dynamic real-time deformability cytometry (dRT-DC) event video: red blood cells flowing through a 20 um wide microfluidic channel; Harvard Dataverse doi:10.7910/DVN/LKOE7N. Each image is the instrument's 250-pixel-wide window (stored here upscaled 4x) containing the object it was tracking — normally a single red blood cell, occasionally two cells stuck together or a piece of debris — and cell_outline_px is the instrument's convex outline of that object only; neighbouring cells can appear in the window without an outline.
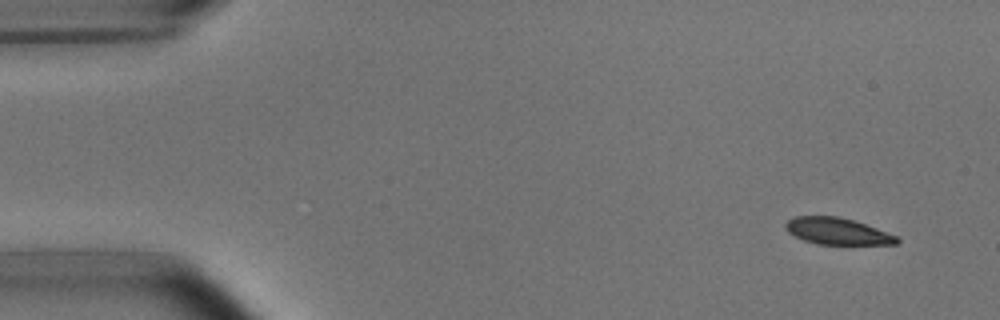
{"species": "common noctule bat (a hibernating species)", "species_latin": "Nyctalus noctula", "temperature_condition": "room temperature", "stored_images_in_passage": 6, "camera_frame_rate_fps": 3000, "um_per_image_px": 0.085, "animal": {"sex": "male", "body_mass_g": 15.6}, "frame": {"image": 1, "passage_image": 1, "time_ms": 0.0, "image_size_px": [1000, 320], "cell_outline_px": [[900, 240], [896, 244], [816, 244], [804, 240], [788, 232], [784, 228], [784, 224], [788, 220], [796, 216], [836, 216], [852, 220], [876, 228], [896, 236]], "centroid_in_image_um": [71.13, 19.65], "position_along_channel_um": 13.9, "area_um2": 17.05}}
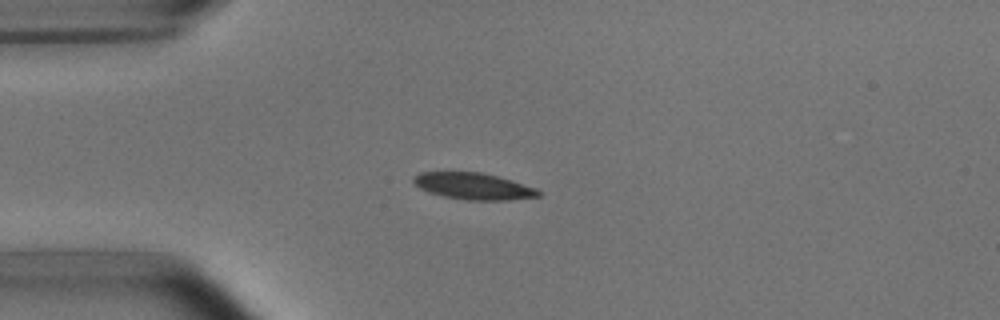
{"frame": {"image": 2, "passage_image": 4, "time_ms": 3.333, "image_size_px": [1000, 320], "cell_outline_px": [[540, 196], [508, 200], [464, 200], [444, 196], [428, 192], [420, 188], [412, 180], [412, 176], [420, 172], [480, 172], [512, 180], [536, 188], [540, 192]], "centroid_in_image_um": [40.22, 15.82], "position_along_channel_um": 44.8, "area_um2": 19.31}}
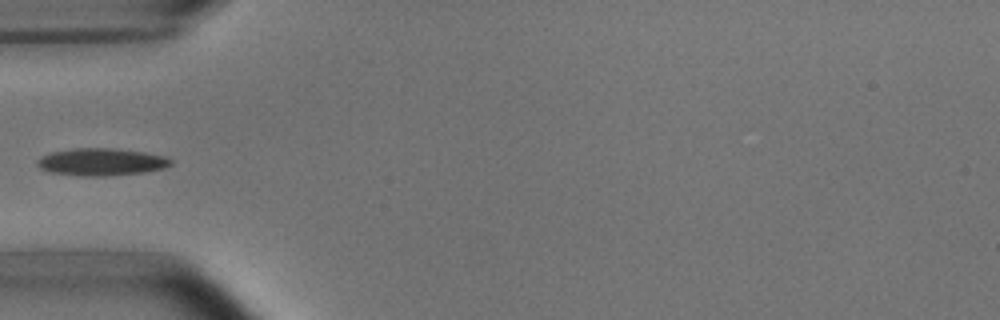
{"frame": {"image": 3, "passage_image": 5, "time_ms": 4.667, "image_size_px": [1000, 320], "cell_outline_px": [[172, 164], [164, 168], [144, 172], [104, 176], [80, 176], [52, 172], [40, 168], [36, 164], [36, 160], [40, 156], [52, 152], [76, 148], [108, 148], [144, 152], [164, 156], [172, 160]], "centroid_in_image_um": [8.59, 13.76], "position_along_channel_um": 76.4, "area_um2": 21.15}}